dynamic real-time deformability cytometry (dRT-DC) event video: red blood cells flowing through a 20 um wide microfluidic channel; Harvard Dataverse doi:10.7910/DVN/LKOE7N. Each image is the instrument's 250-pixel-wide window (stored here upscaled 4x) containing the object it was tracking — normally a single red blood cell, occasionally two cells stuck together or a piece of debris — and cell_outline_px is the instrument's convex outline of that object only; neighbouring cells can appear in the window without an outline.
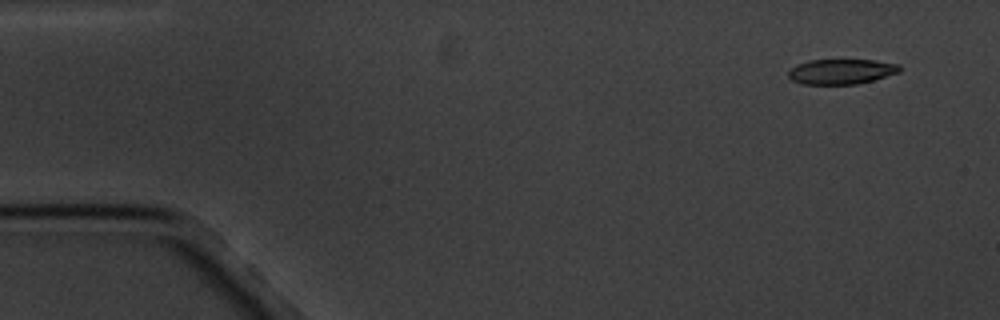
{"species": "common noctule bat (a hibernating species)", "species_latin": "Nyctalus noctula", "temperature_condition": "cold", "stored_images_in_passage": 5, "camera_frame_rate_fps": 3000, "um_per_image_px": 0.085, "animal": {"sex": "male", "body_mass_g": 20.1, "forearm_length_mm": 53.5}, "frame": {"image": 1, "passage_image": 1, "time_ms": 0.0, "image_size_px": [1000, 320], "cell_outline_px": [[904, 68], [900, 72], [872, 80], [856, 84], [804, 84], [792, 80], [788, 76], [788, 72], [796, 64], [808, 60], [876, 60], [900, 64]], "centroid_in_image_um": [71.55, 6.07], "position_along_channel_um": 13.5, "area_um2": 16.36}}
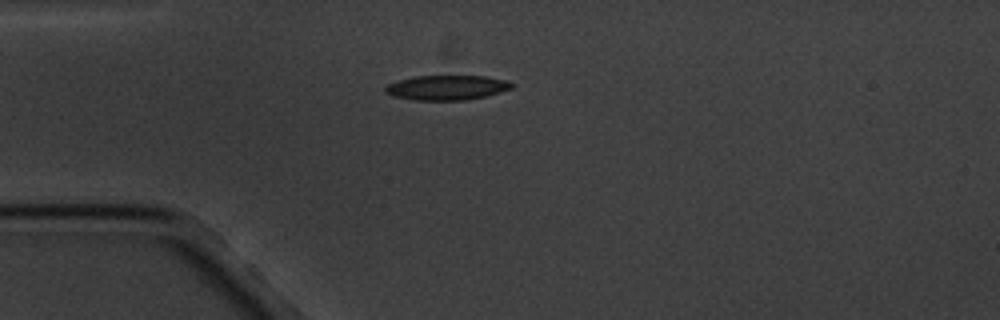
{"frame": {"image": 2, "passage_image": 4, "time_ms": 3.667, "image_size_px": [1000, 320], "cell_outline_px": [[516, 84], [512, 88], [500, 92], [484, 96], [464, 100], [412, 100], [392, 96], [384, 92], [384, 88], [388, 84], [400, 80], [416, 76], [484, 76], [504, 80]], "centroid_in_image_um": [37.96, 7.45], "position_along_channel_um": 47.0, "area_um2": 18.15}}